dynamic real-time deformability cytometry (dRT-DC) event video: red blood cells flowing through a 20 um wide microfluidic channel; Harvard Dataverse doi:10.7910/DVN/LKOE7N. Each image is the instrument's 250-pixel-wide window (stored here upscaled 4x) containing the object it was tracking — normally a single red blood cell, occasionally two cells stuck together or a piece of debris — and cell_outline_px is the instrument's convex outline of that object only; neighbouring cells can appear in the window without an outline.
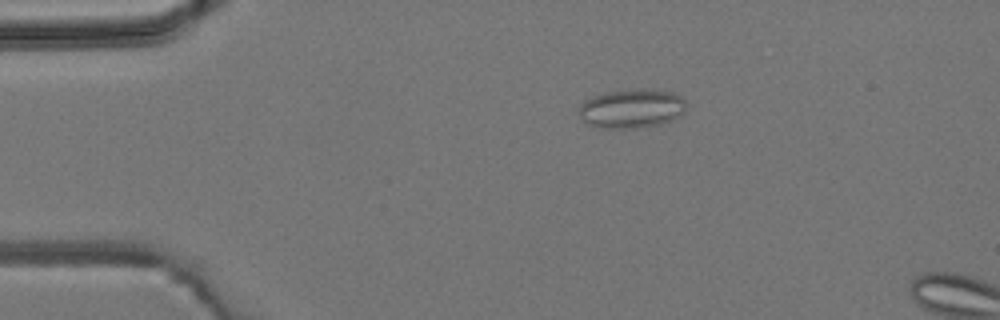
{"species": "common noctule bat (a hibernating species)", "species_latin": "Nyctalus noctula", "temperature_condition": "room temperature", "stored_images_in_passage": 2, "camera_frame_rate_fps": 3000, "um_per_image_px": 0.085, "animal": {"sex": "male", "body_mass_g": 19.2, "forearm_length_mm": 51.8}, "frame": {"image": 1, "passage_image": 1, "time_ms": 0.0, "image_size_px": [1000, 320], "cell_outline_px": [[684, 112], [680, 116], [672, 120], [660, 124], [640, 128], [600, 128], [588, 124], [580, 116], [580, 104], [584, 100], [592, 96], [608, 92], [636, 88], [672, 92], [680, 96], [684, 100]], "centroid_in_image_um": [53.68, 9.23], "position_along_channel_um": 31.3, "area_um2": 24.39}}